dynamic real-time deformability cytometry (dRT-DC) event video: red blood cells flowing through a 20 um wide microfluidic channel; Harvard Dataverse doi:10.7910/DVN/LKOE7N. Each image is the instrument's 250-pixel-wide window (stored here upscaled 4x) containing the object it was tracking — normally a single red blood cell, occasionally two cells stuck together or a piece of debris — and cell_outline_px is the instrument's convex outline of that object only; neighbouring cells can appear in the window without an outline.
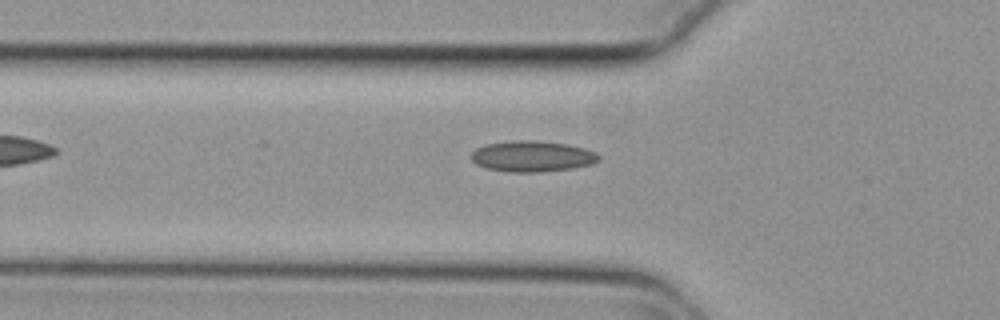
{"species": "common noctule bat (a hibernating species)", "species_latin": "Nyctalus noctula", "temperature_condition": "cold", "stored_images_in_passage": 35, "camera_frame_rate_fps": 3000, "um_per_image_px": 0.085, "animal": {"sex": "female", "body_mass_g": 29.2, "forearm_length_mm": 56.3}, "frame": {"image": 1, "passage_image": 3, "time_ms": 0.667, "image_size_px": [1000, 320], "cell_outline_px": [[600, 160], [592, 164], [572, 168], [540, 172], [508, 172], [484, 168], [476, 164], [472, 160], [472, 152], [476, 148], [484, 144], [516, 140], [540, 140], [568, 144], [584, 148], [596, 152], [600, 156]], "centroid_in_image_um": [45.24, 13.28], "position_along_channel_um": 80.6, "area_um2": 23.24}}
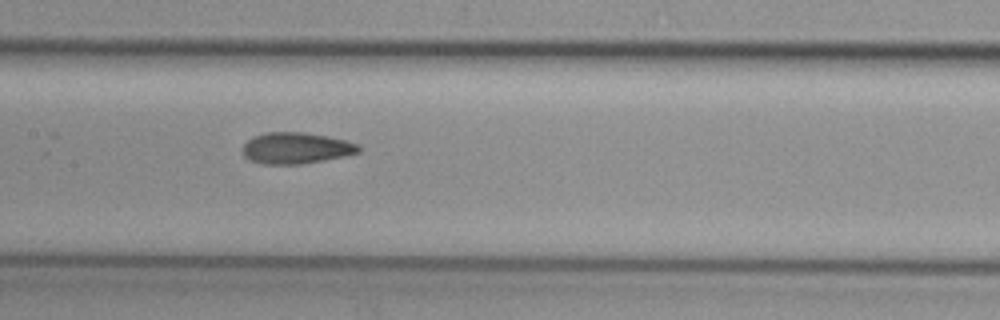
{"frame": {"image": 2, "passage_image": 11, "time_ms": 3.333, "image_size_px": [1000, 320], "cell_outline_px": [[360, 152], [344, 156], [300, 164], [260, 164], [248, 160], [244, 156], [244, 144], [252, 136], [264, 132], [304, 132], [328, 136], [360, 144]], "centroid_in_image_um": [25.15, 12.58], "position_along_channel_um": 182.3, "area_um2": 21.21}}
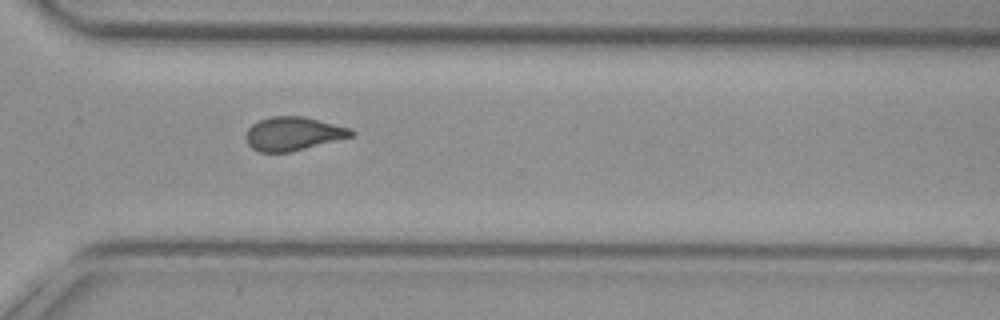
{"frame": {"image": 3, "passage_image": 24, "time_ms": 7.667, "image_size_px": [1000, 320], "cell_outline_px": [[356, 132], [352, 136], [288, 152], [260, 152], [252, 148], [248, 144], [244, 136], [248, 128], [252, 124], [268, 116], [304, 116], [352, 128]], "centroid_in_image_um": [24.9, 11.34], "position_along_channel_um": 345.7, "area_um2": 20.58}}